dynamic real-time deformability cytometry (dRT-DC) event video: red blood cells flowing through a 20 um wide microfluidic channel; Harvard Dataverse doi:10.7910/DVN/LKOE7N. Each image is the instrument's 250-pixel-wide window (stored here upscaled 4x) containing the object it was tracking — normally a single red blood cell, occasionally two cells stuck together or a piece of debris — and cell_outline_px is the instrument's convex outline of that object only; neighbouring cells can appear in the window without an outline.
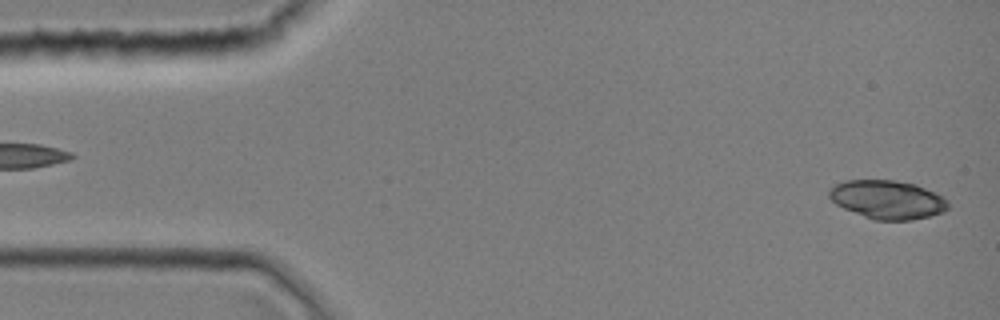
{"species": "common noctule bat (a hibernating species)", "species_latin": "Nyctalus noctula", "temperature_condition": "room temperature", "stored_images_in_passage": 12, "camera_frame_rate_fps": 3000, "um_per_image_px": 0.085, "animal": {"sex": "female", "body_mass_g": 19.0, "forearm_length_mm": 51.5}, "frame": {"image": 1, "passage_image": 2, "time_ms": 0.333, "image_size_px": [1000, 320], "cell_outline_px": [[948, 208], [944, 212], [912, 220], [876, 220], [864, 216], [844, 208], [836, 204], [828, 196], [828, 188], [844, 180], [892, 180], [916, 184], [948, 200]], "centroid_in_image_um": [75.4, 16.96], "position_along_channel_um": 9.6, "area_um2": 26.59}}
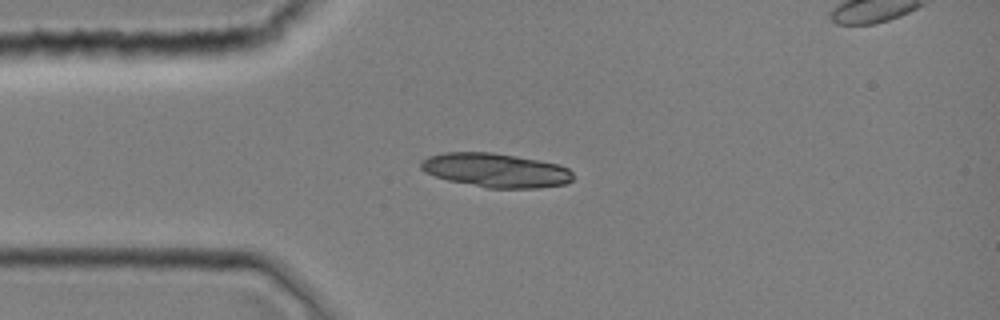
{"frame": {"image": 2, "passage_image": 10, "time_ms": 3.0, "image_size_px": [1000, 320], "cell_outline_px": [[572, 180], [564, 184], [540, 188], [488, 188], [448, 180], [424, 172], [420, 168], [420, 160], [428, 156], [444, 152], [492, 152], [516, 156], [556, 164], [568, 168], [572, 172]], "centroid_in_image_um": [42.09, 14.47], "position_along_channel_um": 42.9, "area_um2": 30.11}}